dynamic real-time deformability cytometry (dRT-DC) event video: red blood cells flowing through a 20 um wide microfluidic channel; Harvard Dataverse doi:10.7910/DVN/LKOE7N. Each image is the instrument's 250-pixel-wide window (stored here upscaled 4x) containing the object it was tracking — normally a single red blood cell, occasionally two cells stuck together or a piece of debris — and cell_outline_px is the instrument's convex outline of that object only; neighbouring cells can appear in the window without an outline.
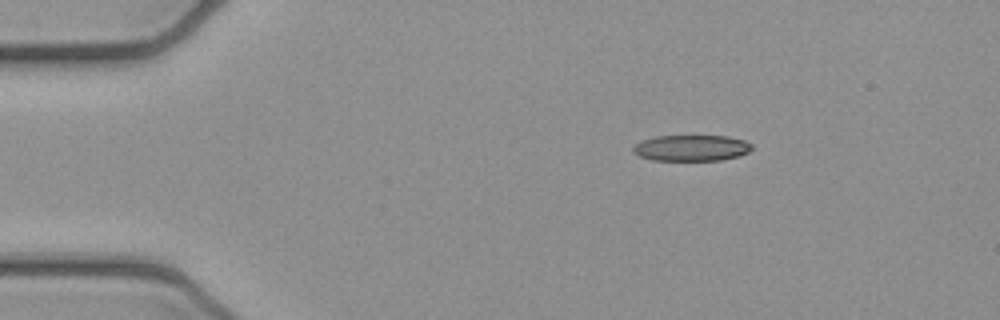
{"species": "common noctule bat (a hibernating species)", "species_latin": "Nyctalus noctula", "temperature_condition": "cold", "stored_images_in_passage": 5, "segment_of_instrument_passage": [1, 2], "camera_frame_rate_fps": 3000, "um_per_image_px": 0.085, "animal": {"sex": "female", "body_mass_g": 21.9}, "frame": {"image": 1, "passage_image": 2, "time_ms": 0.333, "image_size_px": [1000, 320], "cell_outline_px": [[752, 148], [748, 152], [740, 156], [720, 160], [652, 160], [640, 156], [632, 152], [632, 148], [636, 144], [644, 140], [656, 136], [728, 136], [744, 140], [752, 144]], "centroid_in_image_um": [58.79, 12.58], "position_along_channel_um": 26.2, "area_um2": 17.98}}
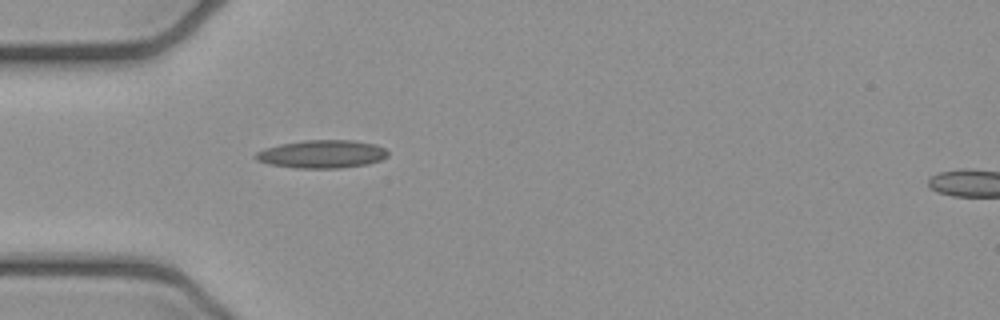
{"frame": {"image": 2, "passage_image": 4, "time_ms": 1.0, "image_size_px": [1000, 320], "cell_outline_px": [[388, 156], [380, 160], [368, 164], [340, 168], [296, 168], [268, 164], [256, 160], [252, 156], [256, 152], [264, 148], [280, 144], [304, 140], [352, 140], [376, 144], [384, 148], [388, 152]], "centroid_in_image_um": [27.34, 13.1], "position_along_channel_um": 57.7, "area_um2": 21.79}}